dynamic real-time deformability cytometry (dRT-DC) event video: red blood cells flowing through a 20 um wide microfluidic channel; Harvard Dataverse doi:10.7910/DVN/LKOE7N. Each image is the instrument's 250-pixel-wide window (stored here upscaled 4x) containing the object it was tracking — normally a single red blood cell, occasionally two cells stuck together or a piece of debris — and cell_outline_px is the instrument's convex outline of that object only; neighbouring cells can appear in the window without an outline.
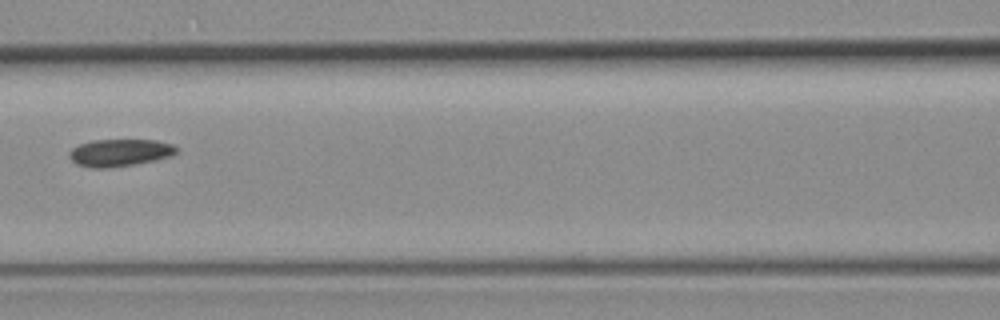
{"species": "common noctule bat (a hibernating species)", "species_latin": "Nyctalus noctula", "temperature_condition": "room temperature", "stored_images_in_passage": 4, "camera_frame_rate_fps": 3000, "um_per_image_px": 0.085, "animal": {"sex": "female", "body_mass_g": 19.3, "forearm_length_mm": 54.1}, "frame": {"image": 1, "passage_image": 4, "time_ms": 3.333, "image_size_px": [1000, 320], "cell_outline_px": [[176, 152], [172, 156], [156, 160], [136, 164], [108, 168], [92, 168], [76, 164], [68, 156], [68, 152], [72, 148], [80, 144], [92, 140], [156, 140], [172, 144], [176, 148]], "centroid_in_image_um": [10.16, 12.98], "position_along_channel_um": 156.4, "area_um2": 17.11}}